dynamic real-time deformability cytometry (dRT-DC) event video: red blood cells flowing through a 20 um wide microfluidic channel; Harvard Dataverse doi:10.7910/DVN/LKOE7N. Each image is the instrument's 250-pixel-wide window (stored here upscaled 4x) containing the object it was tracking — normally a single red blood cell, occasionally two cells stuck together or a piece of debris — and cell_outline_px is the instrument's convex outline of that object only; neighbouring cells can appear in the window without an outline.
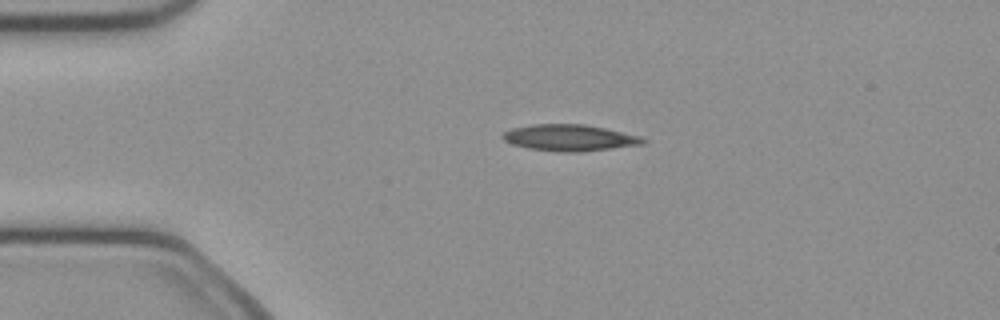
{"species": "common noctule bat (a hibernating species)", "species_latin": "Nyctalus noctula", "temperature_condition": "cold", "stored_images_in_passage": 40, "camera_frame_rate_fps": 3000, "um_per_image_px": 0.085, "animal": {"sex": "female", "body_mass_g": 21.9}, "frame": {"image": 1, "passage_image": 1, "time_ms": 0.0, "image_size_px": [1000, 320], "cell_outline_px": [[648, 140], [644, 144], [580, 152], [560, 152], [528, 148], [512, 144], [504, 140], [500, 136], [504, 132], [512, 128], [532, 124], [584, 124], [604, 128], [640, 136]], "centroid_in_image_um": [48.4, 11.71], "position_along_channel_um": 36.6, "area_um2": 21.56}}
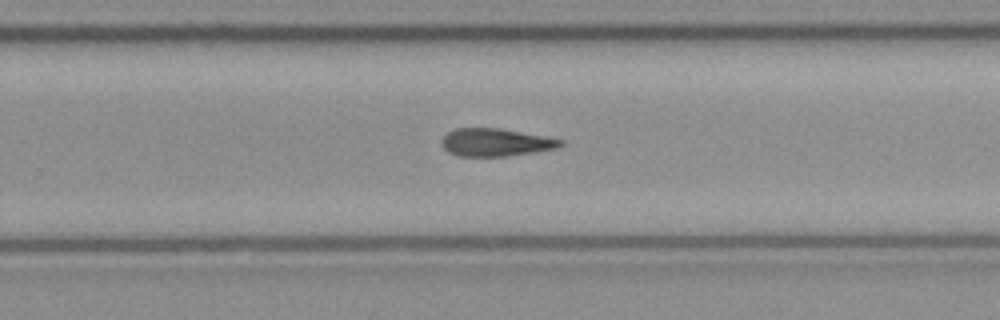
{"frame": {"image": 2, "passage_image": 22, "time_ms": 7.0, "image_size_px": [1000, 320], "cell_outline_px": [[564, 144], [556, 148], [536, 152], [504, 156], [456, 156], [448, 152], [440, 144], [440, 140], [448, 132], [456, 128], [500, 128], [548, 136], [564, 140]], "centroid_in_image_um": [42.14, 12.09], "position_along_channel_um": 287.7, "area_um2": 19.48}}
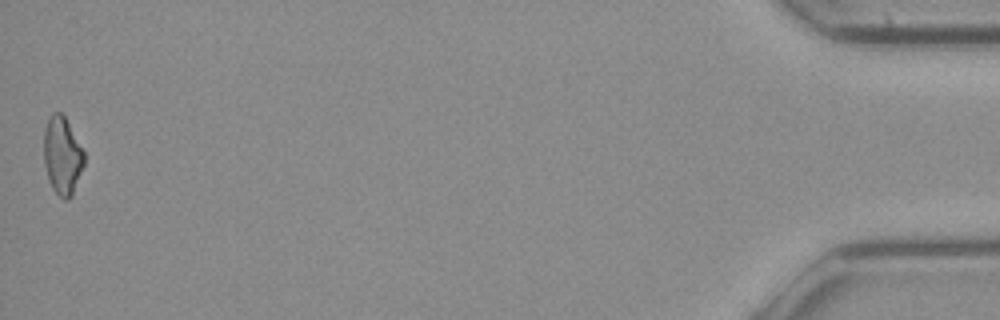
{"frame": {"image": 3, "passage_image": 40, "time_ms": 13.0, "image_size_px": [1000, 320], "cell_outline_px": [[84, 164], [72, 196], [68, 200], [64, 200], [52, 188], [48, 180], [44, 164], [44, 128], [52, 112], [60, 112], [64, 116], [84, 152]], "centroid_in_image_um": [5.28, 13.25], "position_along_channel_um": 429.9, "area_um2": 18.15}}